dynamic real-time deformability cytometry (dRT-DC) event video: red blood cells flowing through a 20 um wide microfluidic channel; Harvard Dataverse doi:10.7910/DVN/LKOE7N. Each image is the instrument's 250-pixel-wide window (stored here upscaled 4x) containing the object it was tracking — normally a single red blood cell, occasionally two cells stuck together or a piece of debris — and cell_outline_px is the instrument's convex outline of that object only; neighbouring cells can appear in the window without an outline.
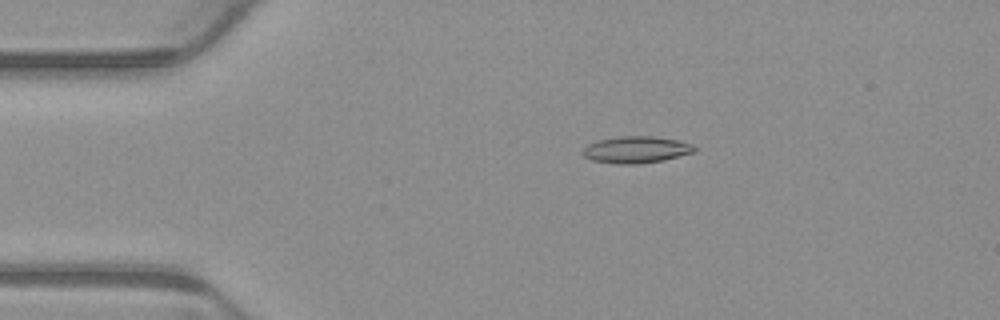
{"species": "common noctule bat (a hibernating species)", "species_latin": "Nyctalus noctula", "temperature_condition": "warm", "stored_images_in_passage": 2, "camera_frame_rate_fps": 3000, "um_per_image_px": 0.085, "animal": {"sex": "male", "body_mass_g": 23.1, "forearm_length_mm": 52.7}, "frame": {"image": 1, "passage_image": 1, "time_ms": 0.0, "image_size_px": [1000, 320], "cell_outline_px": [[696, 152], [664, 160], [640, 164], [616, 164], [592, 160], [584, 156], [580, 152], [588, 144], [596, 140], [620, 136], [652, 136], [680, 140], [692, 144], [696, 148]], "centroid_in_image_um": [54.08, 12.72], "position_along_channel_um": 30.9, "area_um2": 17.69}}